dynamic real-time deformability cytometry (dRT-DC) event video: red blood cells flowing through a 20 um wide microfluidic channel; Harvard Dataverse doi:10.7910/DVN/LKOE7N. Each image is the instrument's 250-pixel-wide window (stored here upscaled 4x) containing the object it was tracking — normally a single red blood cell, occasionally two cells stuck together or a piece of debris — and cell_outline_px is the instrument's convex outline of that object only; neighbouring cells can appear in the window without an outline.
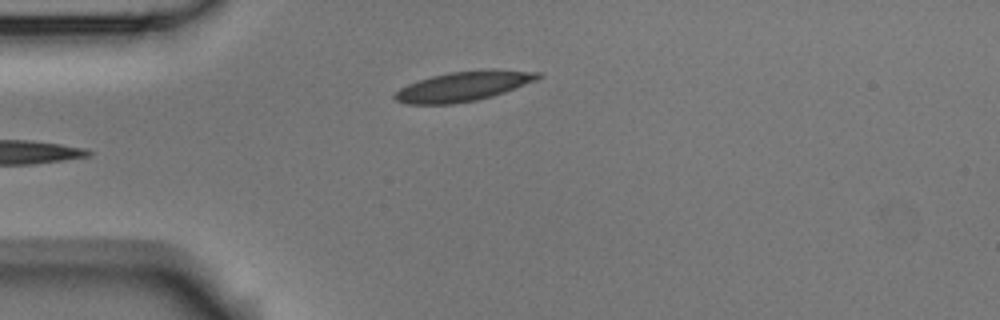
{"species": "Egyptian fruit bat (a non-hibernating species)", "species_latin": "Rousettus aegyptiacus", "temperature_condition": "room temperature", "stored_images_in_passage": 5, "camera_frame_rate_fps": 3000, "um_per_image_px": 0.085, "animal": {"sex": "male"}, "frame": {"image": 1, "passage_image": 5, "time_ms": 1.333, "image_size_px": [1000, 320], "cell_outline_px": [[544, 76], [536, 80], [504, 92], [492, 96], [476, 100], [452, 104], [408, 104], [396, 100], [392, 96], [400, 88], [408, 84], [432, 76], [448, 72], [488, 68], [540, 72]], "centroid_in_image_um": [39.42, 7.31], "position_along_channel_um": 45.6, "area_um2": 24.91}}